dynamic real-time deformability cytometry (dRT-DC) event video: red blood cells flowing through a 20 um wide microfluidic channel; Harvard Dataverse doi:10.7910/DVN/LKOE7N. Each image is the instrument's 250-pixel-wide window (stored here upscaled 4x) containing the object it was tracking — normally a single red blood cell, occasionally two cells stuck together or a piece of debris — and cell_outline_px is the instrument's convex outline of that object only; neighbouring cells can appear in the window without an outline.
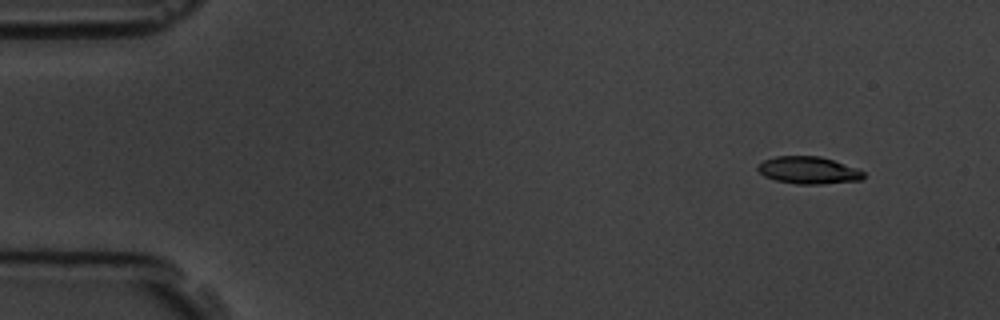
{"species": "common noctule bat (a hibernating species)", "species_latin": "Nyctalus noctula", "temperature_condition": "room temperature", "stored_images_in_passage": 7, "camera_frame_rate_fps": 3000, "um_per_image_px": 0.085, "animal": {"sex": "male", "body_mass_g": 19.5, "forearm_length_mm": 54.6}, "frame": {"image": 1, "passage_image": 2, "time_ms": 1.333, "image_size_px": [1000, 320], "cell_outline_px": [[864, 176], [860, 180], [820, 184], [796, 184], [776, 180], [764, 176], [756, 168], [756, 164], [764, 160], [776, 156], [820, 156], [856, 168], [864, 172]], "centroid_in_image_um": [68.67, 14.47], "position_along_channel_um": 16.3, "area_um2": 16.7}}
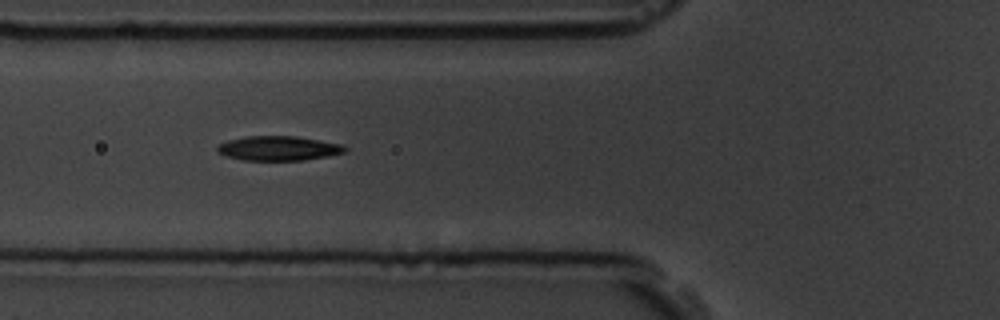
{"frame": {"image": 2, "passage_image": 6, "time_ms": 6.667, "image_size_px": [1000, 320], "cell_outline_px": [[348, 148], [344, 152], [328, 156], [304, 160], [244, 160], [224, 156], [216, 152], [216, 148], [220, 144], [228, 140], [248, 136], [296, 136], [344, 144]], "centroid_in_image_um": [23.68, 12.6], "position_along_channel_um": 102.1, "area_um2": 18.32}}
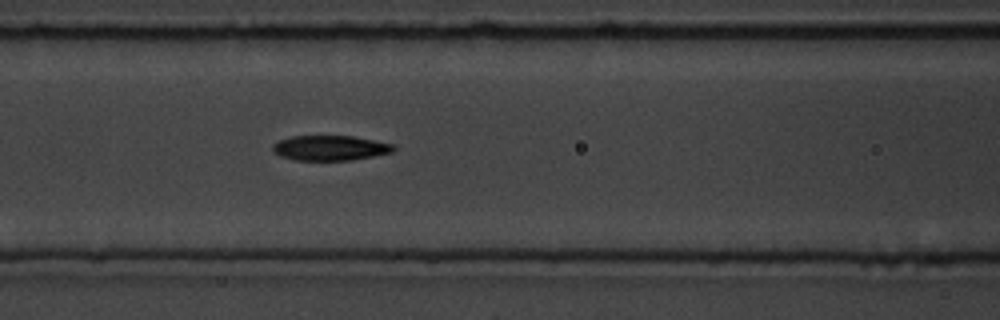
{"frame": {"image": 3, "passage_image": 7, "time_ms": 7.667, "image_size_px": [1000, 320], "cell_outline_px": [[396, 148], [392, 152], [352, 160], [296, 160], [280, 156], [272, 148], [272, 144], [280, 140], [292, 136], [352, 136], [396, 144]], "centroid_in_image_um": [28.09, 12.57], "position_along_channel_um": 138.5, "area_um2": 17.57}}